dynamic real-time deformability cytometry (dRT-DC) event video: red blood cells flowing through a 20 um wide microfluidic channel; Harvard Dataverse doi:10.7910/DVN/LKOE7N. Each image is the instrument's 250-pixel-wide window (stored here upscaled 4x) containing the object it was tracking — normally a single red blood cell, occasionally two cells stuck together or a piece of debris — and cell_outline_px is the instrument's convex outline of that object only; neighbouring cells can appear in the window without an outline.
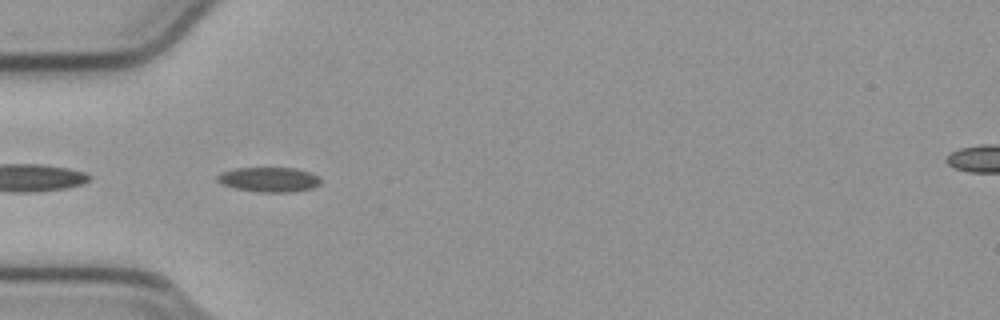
{"species": "common noctule bat (a hibernating species)", "species_latin": "Nyctalus noctula", "temperature_condition": "cold", "stored_images_in_passage": 39, "camera_frame_rate_fps": 3000, "um_per_image_px": 0.085, "animal": {"sex": "male", "body_mass_g": 23.1, "forearm_length_mm": 52.7}, "frame": {"image": 1, "passage_image": 2, "time_ms": 0.333, "image_size_px": [1000, 320], "cell_outline_px": [[320, 184], [312, 188], [292, 192], [260, 192], [236, 188], [220, 184], [216, 180], [216, 176], [220, 172], [236, 168], [296, 168], [312, 172], [320, 176]], "centroid_in_image_um": [22.87, 15.25], "position_along_channel_um": 62.1, "area_um2": 15.09}}
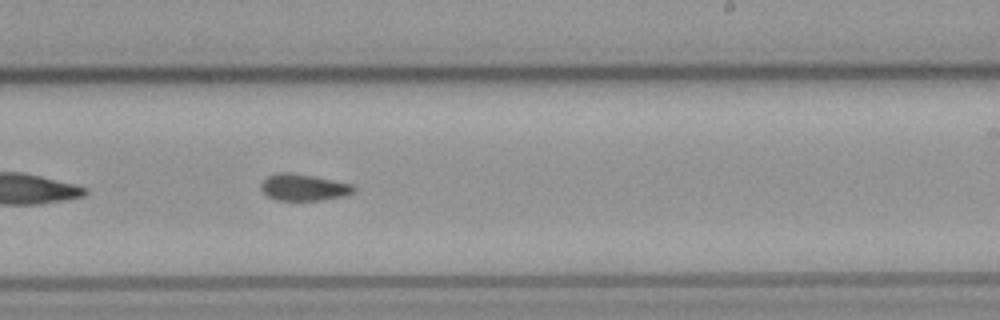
{"frame": {"image": 2, "passage_image": 18, "time_ms": 5.667, "image_size_px": [1000, 320], "cell_outline_px": [[356, 188], [352, 192], [344, 196], [320, 200], [276, 200], [268, 196], [260, 188], [260, 184], [268, 176], [276, 172], [288, 172], [352, 184]], "centroid_in_image_um": [25.77, 15.93], "position_along_channel_um": 263.2, "area_um2": 14.1}}
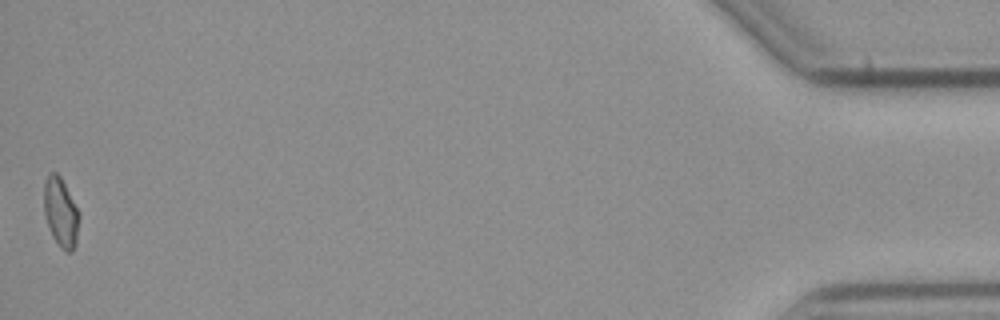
{"frame": {"image": 3, "passage_image": 39, "time_ms": 12.667, "image_size_px": [1000, 320], "cell_outline_px": [[80, 216], [76, 244], [72, 252], [64, 252], [60, 248], [52, 236], [44, 212], [44, 184], [48, 176], [52, 172], [56, 172], [60, 176], [80, 212]], "centroid_in_image_um": [5.19, 18.09], "position_along_channel_um": 430.0, "area_um2": 14.28}, "authors_computed_cell_mechanics": {"area_um2": 14.3922, "velocity_mm_per_s": 3.8017, "shape_relaxation_time_tau1_ms": null, "shape_relaxation_time_tau2_ms": 4.4791, "deformation_change_tau1": null, "deformation_change_tau2": 0.0964}}